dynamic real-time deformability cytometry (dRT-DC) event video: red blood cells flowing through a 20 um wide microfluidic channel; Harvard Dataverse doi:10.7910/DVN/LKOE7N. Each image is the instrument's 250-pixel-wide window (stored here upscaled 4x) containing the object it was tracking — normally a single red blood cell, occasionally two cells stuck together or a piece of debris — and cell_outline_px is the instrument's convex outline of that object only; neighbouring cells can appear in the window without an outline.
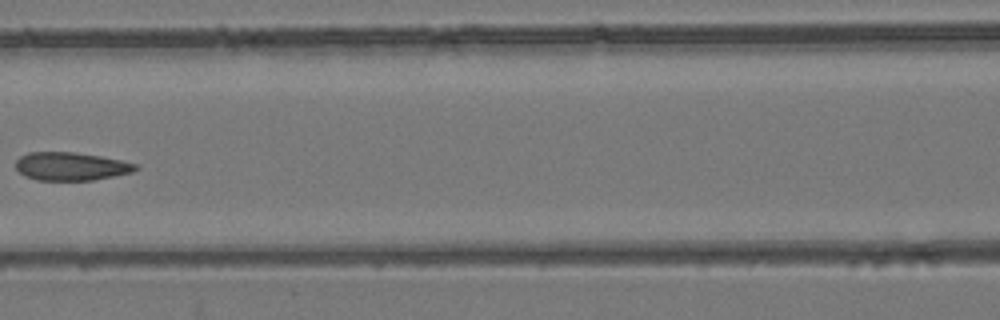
{"species": "common noctule bat (a hibernating species)", "species_latin": "Nyctalus noctula", "temperature_condition": "room temperature", "stored_images_in_passage": 7, "camera_frame_rate_fps": 3000, "um_per_image_px": 0.085, "animal": {"sex": "female", "body_mass_g": 24.6, "forearm_length_mm": 56.2}, "frame": {"image": 1, "passage_image": 7, "time_ms": 7.0, "image_size_px": [1000, 320], "cell_outline_px": [[140, 168], [132, 172], [116, 176], [92, 180], [36, 180], [24, 176], [16, 168], [16, 160], [20, 156], [28, 152], [72, 152], [100, 156], [120, 160], [136, 164]], "centroid_in_image_um": [6.02, 14.14], "position_along_channel_um": 160.6, "area_um2": 19.71}}